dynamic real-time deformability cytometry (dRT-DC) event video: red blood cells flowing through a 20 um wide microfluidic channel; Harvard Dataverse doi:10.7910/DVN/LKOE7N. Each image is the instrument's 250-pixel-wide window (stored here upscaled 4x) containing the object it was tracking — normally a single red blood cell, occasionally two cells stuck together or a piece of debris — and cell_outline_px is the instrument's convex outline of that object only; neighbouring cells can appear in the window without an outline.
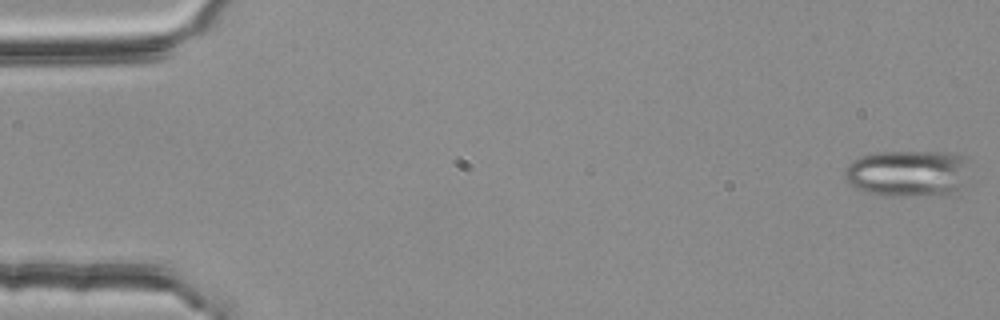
{"species": "common noctule bat (a hibernating species)", "species_latin": "Nyctalus noctula", "temperature_condition": "room temperature", "stored_images_in_passage": 54, "segment_of_instrument_passage": [1, 2], "camera_frame_rate_fps": 3000, "um_per_image_px": 0.085, "animal": {"sex": "female", "body_mass_g": 25.1}, "frame": {"image": 1, "passage_image": 1, "time_ms": 0.0, "image_size_px": [1000, 320], "cell_outline_px": [[972, 160], [956, 196], [884, 196], [868, 192], [856, 188], [848, 184], [844, 176], [844, 172], [848, 164], [852, 160], [860, 156], [884, 152], [948, 152], [964, 156]], "centroid_in_image_um": [77.22, 14.75], "position_along_channel_um": 7.8, "area_um2": 34.8}}